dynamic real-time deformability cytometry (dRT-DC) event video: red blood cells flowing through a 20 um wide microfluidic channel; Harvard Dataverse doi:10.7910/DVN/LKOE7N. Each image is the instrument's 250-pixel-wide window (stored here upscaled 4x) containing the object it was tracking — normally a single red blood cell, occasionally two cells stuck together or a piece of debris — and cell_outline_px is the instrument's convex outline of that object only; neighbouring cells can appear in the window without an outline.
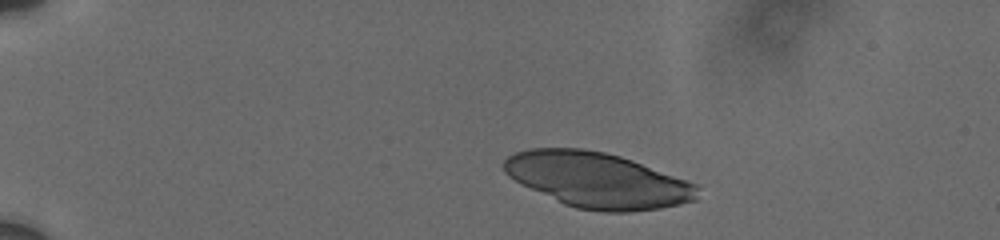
{"species": "human", "species_latin": "Homo sapiens", "temperature_condition": "cold", "stored_images_in_passage": 6, "camera_frame_rate_fps": 3000, "um_per_image_px": 0.085, "donor": {"sex": "male"}, "frame": {"image": 1, "passage_image": 1, "time_ms": 0.0, "image_size_px": [1000, 240], "cell_outline_px": [[700, 188], [696, 200], [680, 204], [660, 208], [628, 212], [600, 212], [576, 208], [564, 204], [520, 184], [508, 176], [504, 172], [504, 160], [508, 156], [516, 152], [532, 148], [584, 148], [604, 152], [620, 156], [632, 160], [696, 184]], "centroid_in_image_um": [50.77, 15.31], "position_along_channel_um": 34.2, "area_um2": 62.25}}